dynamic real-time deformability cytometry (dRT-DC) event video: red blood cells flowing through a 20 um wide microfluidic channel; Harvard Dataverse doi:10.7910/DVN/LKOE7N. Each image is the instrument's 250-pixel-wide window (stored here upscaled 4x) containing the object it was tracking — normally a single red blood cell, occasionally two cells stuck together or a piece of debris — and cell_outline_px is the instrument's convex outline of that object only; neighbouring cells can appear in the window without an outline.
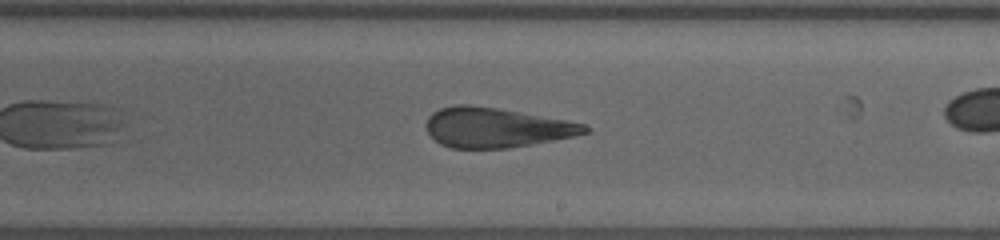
{"species": "human", "species_latin": "Homo sapiens", "temperature_condition": "warm", "stored_images_in_passage": 30, "camera_frame_rate_fps": 3000, "um_per_image_px": 0.085, "donor": {"sex": "female"}, "frame": {"image": 1, "passage_image": 18, "time_ms": 5.667, "image_size_px": [1000, 240], "cell_outline_px": [[588, 132], [572, 136], [552, 140], [508, 148], [452, 148], [440, 144], [428, 132], [424, 124], [428, 116], [432, 112], [440, 108], [456, 104], [468, 104], [496, 108], [564, 120], [584, 124], [588, 128]], "centroid_in_image_um": [42.08, 10.84], "position_along_channel_um": 246.9, "area_um2": 36.3}}
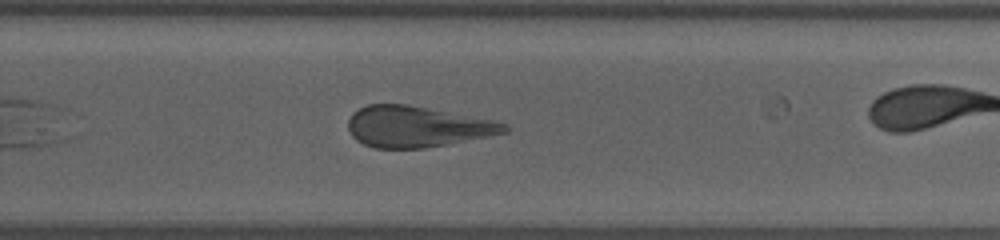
{"frame": {"image": 2, "passage_image": 22, "time_ms": 7.0, "image_size_px": [1000, 240], "cell_outline_px": [[508, 132], [424, 148], [372, 148], [356, 140], [352, 136], [348, 128], [348, 120], [352, 112], [368, 104], [408, 104], [496, 120], [504, 124], [508, 128]], "centroid_in_image_um": [35.41, 10.75], "position_along_channel_um": 294.4, "area_um2": 37.22}}